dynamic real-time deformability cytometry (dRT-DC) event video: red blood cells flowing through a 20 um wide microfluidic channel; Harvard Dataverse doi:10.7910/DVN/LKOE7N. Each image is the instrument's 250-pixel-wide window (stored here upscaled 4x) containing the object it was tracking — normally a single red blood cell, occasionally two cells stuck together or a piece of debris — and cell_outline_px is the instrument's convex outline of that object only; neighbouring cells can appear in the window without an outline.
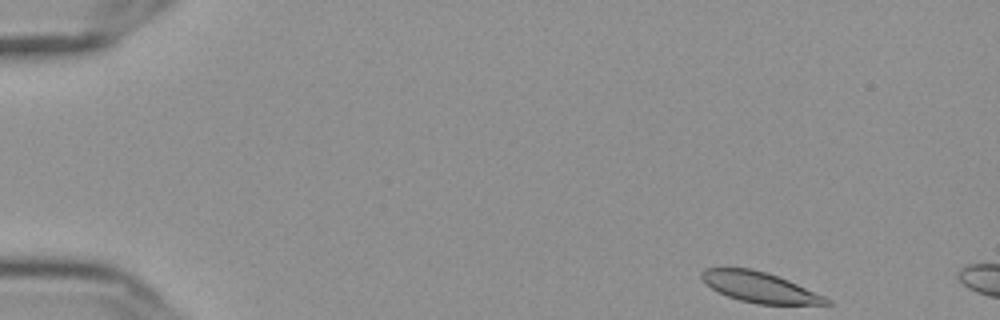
{"species": "Egyptian fruit bat (a non-hibernating species)", "species_latin": "Rousettus aegyptiacus", "temperature_condition": "cold", "stored_images_in_passage": 6, "camera_frame_rate_fps": 3000, "um_per_image_px": 0.085, "frame": {"image": 1, "passage_image": 1, "time_ms": 0.0, "image_size_px": [1000, 320], "cell_outline_px": [[832, 304], [756, 304], [740, 300], [728, 296], [704, 284], [700, 276], [700, 272], [704, 268], [752, 268], [768, 272], [788, 280], [824, 296], [832, 300]], "centroid_in_image_um": [64.54, 24.4], "position_along_channel_um": 20.5, "area_um2": 22.08}}